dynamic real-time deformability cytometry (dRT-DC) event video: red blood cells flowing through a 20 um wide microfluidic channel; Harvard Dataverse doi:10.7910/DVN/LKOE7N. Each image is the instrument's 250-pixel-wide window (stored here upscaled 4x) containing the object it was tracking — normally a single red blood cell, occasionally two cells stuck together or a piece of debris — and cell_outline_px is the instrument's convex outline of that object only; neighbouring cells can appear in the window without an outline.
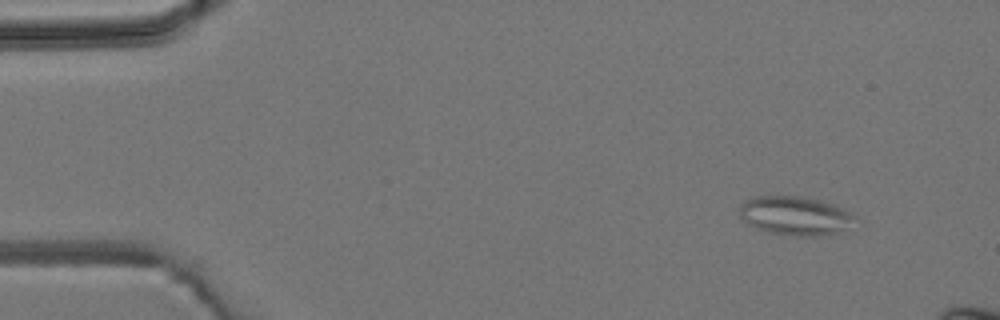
{"species": "common noctule bat (a hibernating species)", "species_latin": "Nyctalus noctula", "temperature_condition": "room temperature", "stored_images_in_passage": 5, "camera_frame_rate_fps": 3000, "um_per_image_px": 0.085, "animal": {"sex": "male", "body_mass_g": 19.2, "forearm_length_mm": 51.8}, "frame": {"image": 1, "passage_image": 2, "time_ms": 1.0, "image_size_px": [1000, 320], "cell_outline_px": [[856, 216], [840, 232], [824, 236], [792, 236], [768, 232], [756, 228], [748, 224], [740, 216], [740, 204], [744, 200], [752, 196], [800, 196], [820, 200], [836, 204], [852, 212]], "centroid_in_image_um": [67.57, 18.33], "position_along_channel_um": 17.4, "area_um2": 26.36}}